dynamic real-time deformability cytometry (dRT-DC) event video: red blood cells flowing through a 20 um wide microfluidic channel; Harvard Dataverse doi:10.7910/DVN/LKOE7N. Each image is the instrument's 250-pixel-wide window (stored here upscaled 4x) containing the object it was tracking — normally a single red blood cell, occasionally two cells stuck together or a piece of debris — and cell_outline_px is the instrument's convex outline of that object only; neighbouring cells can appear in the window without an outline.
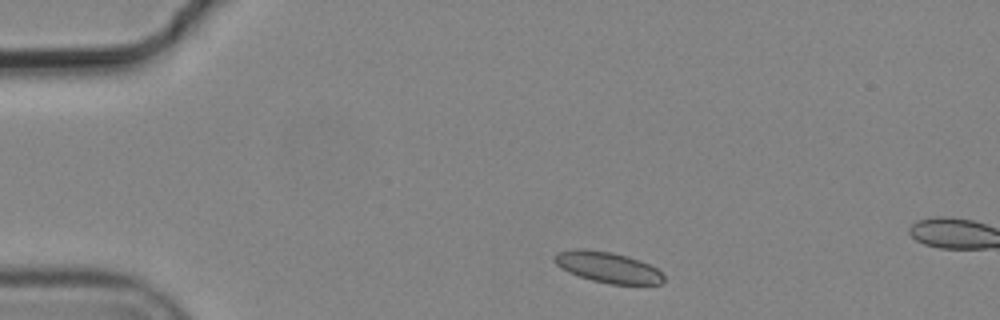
{"species": "common noctule bat (a hibernating species)", "species_latin": "Nyctalus noctula", "temperature_condition": "cold", "stored_images_in_passage": 3, "camera_frame_rate_fps": 3000, "um_per_image_px": 0.085, "animal": {"sex": "male", "body_mass_g": 19.2, "forearm_length_mm": 51.8}, "frame": {"image": 1, "passage_image": 1, "time_ms": 0.0, "image_size_px": [1000, 320], "cell_outline_px": [[664, 280], [660, 284], [612, 284], [592, 280], [568, 272], [556, 264], [552, 260], [552, 256], [556, 252], [576, 248], [584, 248], [612, 252], [628, 256], [640, 260], [656, 268], [664, 276]], "centroid_in_image_um": [51.62, 22.69], "position_along_channel_um": 33.4, "area_um2": 19.71}}